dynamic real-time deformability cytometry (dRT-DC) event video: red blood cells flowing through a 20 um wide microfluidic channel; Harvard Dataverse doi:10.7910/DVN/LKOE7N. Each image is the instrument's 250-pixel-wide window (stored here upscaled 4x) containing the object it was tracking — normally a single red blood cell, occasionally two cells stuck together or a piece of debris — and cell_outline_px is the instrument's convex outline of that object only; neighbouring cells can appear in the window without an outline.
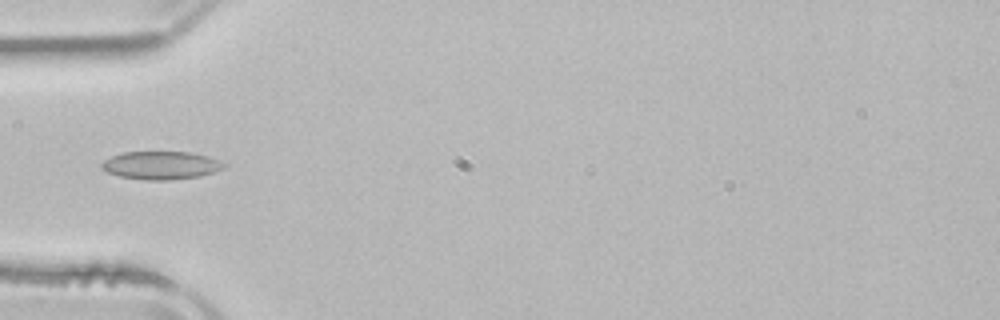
{"species": "common noctule bat (a hibernating species)", "species_latin": "Nyctalus noctula", "temperature_condition": "room temperature", "stored_images_in_passage": 5, "camera_frame_rate_fps": 3000, "um_per_image_px": 0.085, "animal": {"sex": "male", "body_mass_g": 21.5, "forearm_length_mm": 52.0}, "frame": {"image": 1, "passage_image": 5, "time_ms": 5.667, "image_size_px": [1000, 320], "cell_outline_px": [[228, 164], [224, 168], [200, 176], [168, 180], [148, 180], [120, 176], [108, 172], [100, 168], [100, 164], [104, 160], [112, 156], [124, 152], [188, 152], [208, 156], [220, 160]], "centroid_in_image_um": [13.7, 14.05], "position_along_channel_um": 71.3, "area_um2": 19.94}}